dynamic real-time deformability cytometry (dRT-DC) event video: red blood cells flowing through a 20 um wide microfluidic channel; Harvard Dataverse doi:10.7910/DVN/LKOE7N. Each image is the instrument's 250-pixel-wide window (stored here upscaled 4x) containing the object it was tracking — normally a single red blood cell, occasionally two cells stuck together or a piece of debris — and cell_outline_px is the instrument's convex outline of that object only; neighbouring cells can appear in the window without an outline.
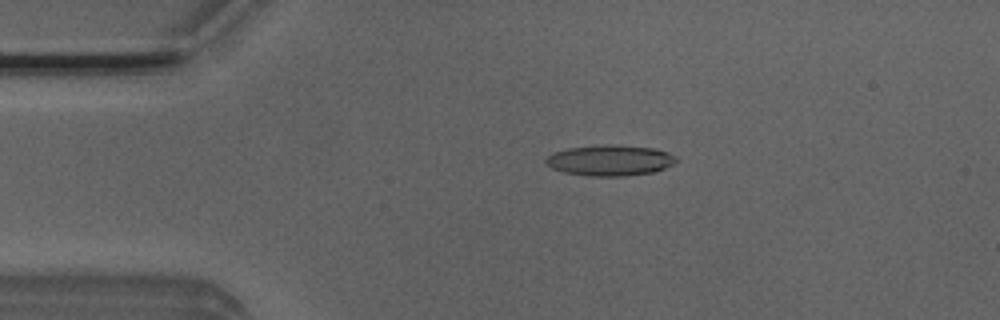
{"species": "Egyptian fruit bat (a non-hibernating species)", "species_latin": "Rousettus aegyptiacus", "temperature_condition": "room temperature", "stored_images_in_passage": 50, "camera_frame_rate_fps": 3000, "um_per_image_px": 0.085, "animal": {"sex": "male"}, "frame": {"image": 1, "passage_image": 10, "time_ms": 3.0, "image_size_px": [1000, 320], "cell_outline_px": [[680, 160], [664, 168], [652, 172], [624, 176], [588, 176], [564, 172], [552, 168], [544, 160], [548, 156], [556, 152], [568, 148], [656, 148], [668, 152], [676, 156]], "centroid_in_image_um": [51.89, 13.69], "position_along_channel_um": 33.1, "area_um2": 22.02}}
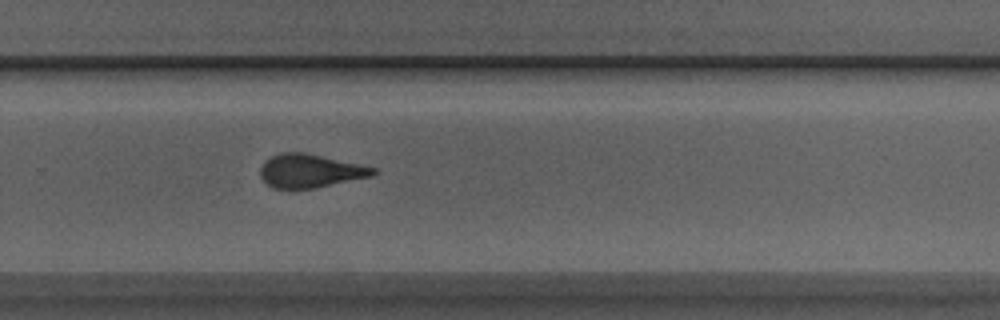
{"frame": {"image": 2, "passage_image": 33, "time_ms": 10.667, "image_size_px": [1000, 320], "cell_outline_px": [[376, 172], [372, 176], [316, 188], [272, 188], [260, 176], [260, 168], [264, 160], [280, 152], [304, 152], [376, 168]], "centroid_in_image_um": [26.33, 14.52], "position_along_channel_um": 303.5, "area_um2": 21.85}}
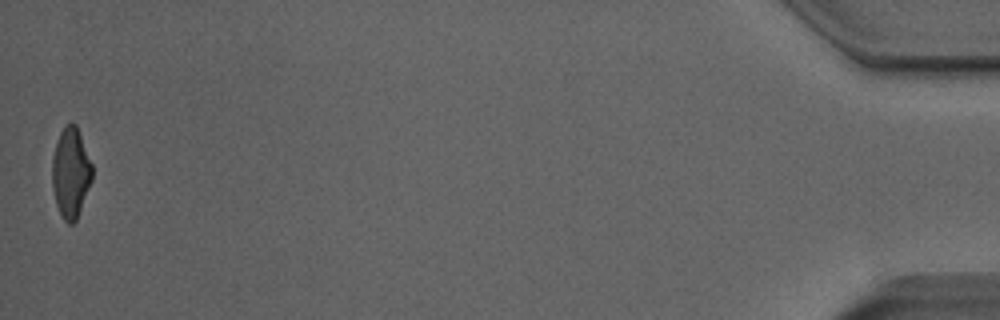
{"frame": {"image": 3, "passage_image": 50, "time_ms": 16.333, "image_size_px": [1000, 320], "cell_outline_px": [[92, 180], [76, 220], [72, 224], [68, 224], [60, 216], [56, 204], [52, 188], [52, 156], [60, 132], [68, 124], [76, 124], [92, 164]], "centroid_in_image_um": [6.0, 14.72], "position_along_channel_um": 429.2, "area_um2": 20.92}, "authors_computed_cell_mechanics": {"area_um2": 22.5131, "velocity_mm_per_s": 4.029, "shape_relaxation_time_tau1_ms": 5.1561, "shape_relaxation_time_tau2_ms": 1.2123, "deformation_change_tau1": 0.185, "deformation_change_tau2": 0.0958}}